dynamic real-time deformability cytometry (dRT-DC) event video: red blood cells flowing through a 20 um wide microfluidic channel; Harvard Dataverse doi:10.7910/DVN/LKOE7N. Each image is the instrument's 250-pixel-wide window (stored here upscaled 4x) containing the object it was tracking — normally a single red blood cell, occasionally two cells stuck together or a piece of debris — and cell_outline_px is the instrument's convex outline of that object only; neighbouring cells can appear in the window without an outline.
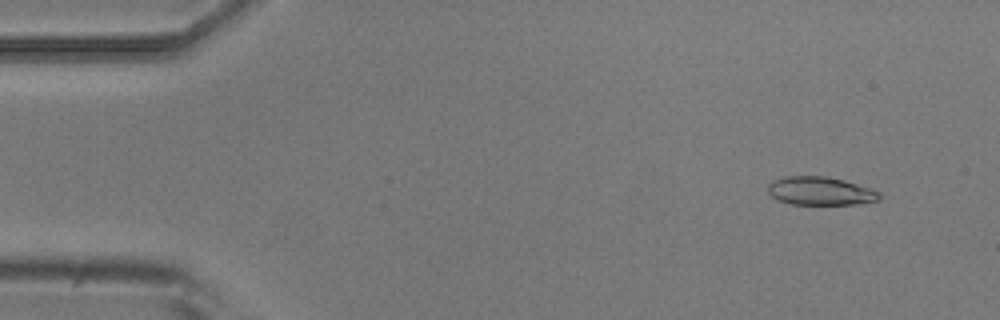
{"species": "common noctule bat (a hibernating species)", "species_latin": "Nyctalus noctula", "temperature_condition": "room temperature", "stored_images_in_passage": 53, "camera_frame_rate_fps": 3000, "um_per_image_px": 0.085, "animal": {"sex": "male", "body_mass_g": 20.5, "forearm_length_mm": 52.5}, "frame": {"image": 1, "passage_image": 4, "time_ms": 1.0, "image_size_px": [1000, 320], "cell_outline_px": [[880, 200], [852, 204], [792, 204], [776, 200], [768, 192], [768, 184], [772, 180], [788, 176], [824, 176], [844, 180], [872, 188], [880, 192]], "centroid_in_image_um": [69.72, 16.23], "position_along_channel_um": 15.3, "area_um2": 18.44}}
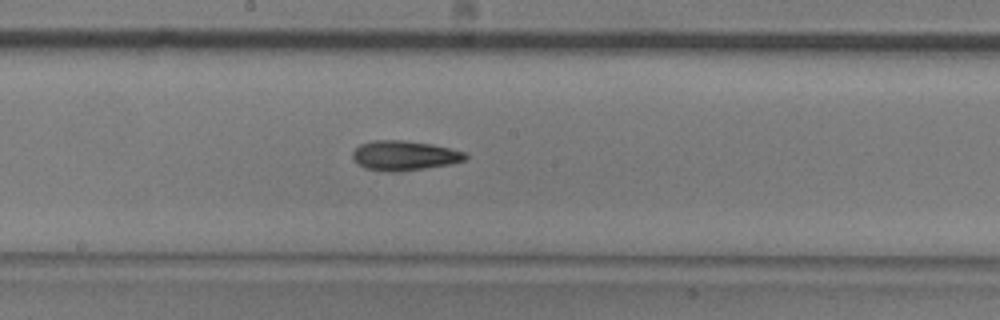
{"frame": {"image": 2, "passage_image": 28, "time_ms": 9.0, "image_size_px": [1000, 320], "cell_outline_px": [[468, 156], [464, 160], [452, 164], [400, 172], [392, 172], [364, 168], [352, 156], [352, 152], [360, 144], [372, 140], [404, 140], [432, 144], [464, 152]], "centroid_in_image_um": [34.37, 13.22], "position_along_channel_um": 213.8, "area_um2": 19.48}}
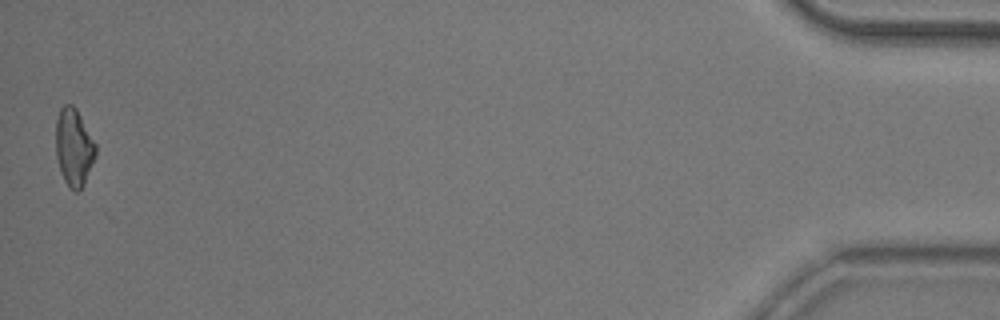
{"frame": {"image": 3, "passage_image": 53, "time_ms": 17.333, "image_size_px": [1000, 320], "cell_outline_px": [[96, 156], [84, 184], [80, 192], [72, 192], [68, 188], [60, 172], [56, 156], [56, 120], [60, 108], [64, 104], [72, 104], [76, 108], [96, 144]], "centroid_in_image_um": [6.27, 12.56], "position_along_channel_um": 428.9, "area_um2": 18.26}, "authors_computed_cell_mechanics": {"area_um2": 18.5538, "velocity_mm_per_s": 3.7287, "shape_relaxation_time_tau1_ms": 6.484, "shape_relaxation_time_tau2_ms": 6.9985, "deformation_change_tau1": 0.1745, "deformation_change_tau2": 0.1702}}